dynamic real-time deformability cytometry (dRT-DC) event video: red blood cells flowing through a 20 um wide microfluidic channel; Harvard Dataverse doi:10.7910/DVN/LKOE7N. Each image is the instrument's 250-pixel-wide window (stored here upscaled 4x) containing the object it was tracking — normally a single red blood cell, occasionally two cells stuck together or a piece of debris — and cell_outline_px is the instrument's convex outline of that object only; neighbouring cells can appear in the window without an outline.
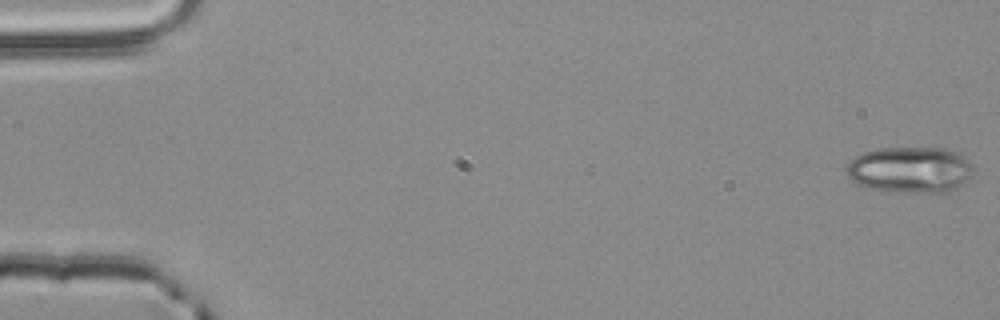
{"species": "common noctule bat (a hibernating species)", "species_latin": "Nyctalus noctula", "temperature_condition": "room temperature", "stored_images_in_passage": 55, "camera_frame_rate_fps": 3000, "um_per_image_px": 0.085, "animal": {"sex": "male", "body_mass_g": 20.4}, "frame": {"image": 1, "passage_image": 1, "time_ms": 0.0, "image_size_px": [1000, 320], "cell_outline_px": [[972, 176], [956, 188], [944, 192], [888, 192], [872, 188], [860, 184], [852, 180], [848, 176], [844, 168], [844, 164], [848, 160], [864, 152], [880, 148], [944, 148], [968, 160], [972, 168]], "centroid_in_image_um": [77.29, 14.43], "position_along_channel_um": 7.7, "area_um2": 33.99}}
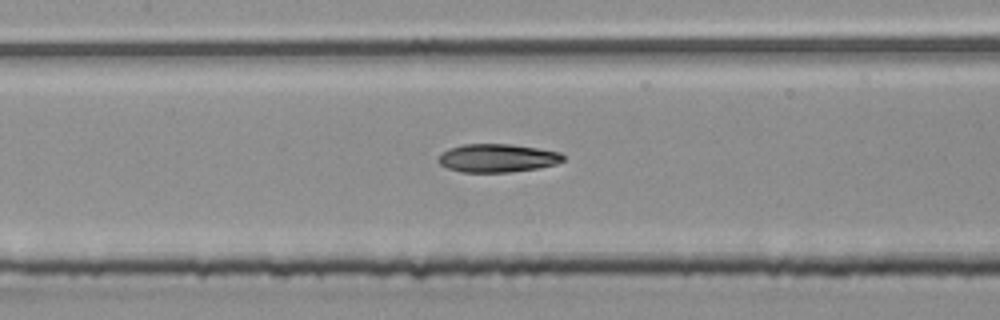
{"frame": {"image": 2, "passage_image": 26, "time_ms": 8.333, "image_size_px": [1000, 320], "cell_outline_px": [[564, 160], [556, 164], [536, 168], [508, 172], [460, 172], [448, 168], [440, 164], [436, 160], [448, 148], [464, 144], [512, 144], [560, 152], [564, 156]], "centroid_in_image_um": [42.26, 13.43], "position_along_channel_um": 165.1, "area_um2": 20.46}}
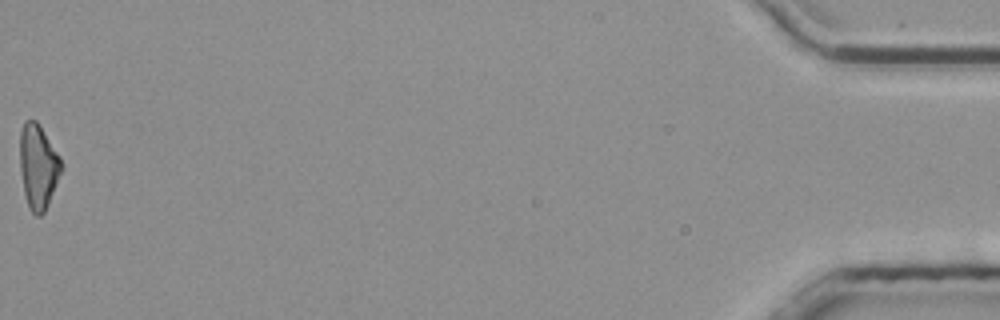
{"frame": {"image": 3, "passage_image": 55, "time_ms": 18.0, "image_size_px": [1000, 320], "cell_outline_px": [[60, 172], [44, 212], [40, 216], [36, 216], [32, 212], [28, 204], [24, 192], [20, 168], [20, 132], [24, 120], [36, 120], [60, 156]], "centroid_in_image_um": [3.21, 14.12], "position_along_channel_um": 432.0, "area_um2": 19.77}, "authors_computed_cell_mechanics": {"area_um2": 20.9814, "velocity_mm_per_s": 3.8624, "shape_relaxation_time_tau1_ms": 4.8395, "shape_relaxation_time_tau2_ms": 4.2047, "deformation_change_tau1": 0.1773, "deformation_change_tau2": 0.1243}}